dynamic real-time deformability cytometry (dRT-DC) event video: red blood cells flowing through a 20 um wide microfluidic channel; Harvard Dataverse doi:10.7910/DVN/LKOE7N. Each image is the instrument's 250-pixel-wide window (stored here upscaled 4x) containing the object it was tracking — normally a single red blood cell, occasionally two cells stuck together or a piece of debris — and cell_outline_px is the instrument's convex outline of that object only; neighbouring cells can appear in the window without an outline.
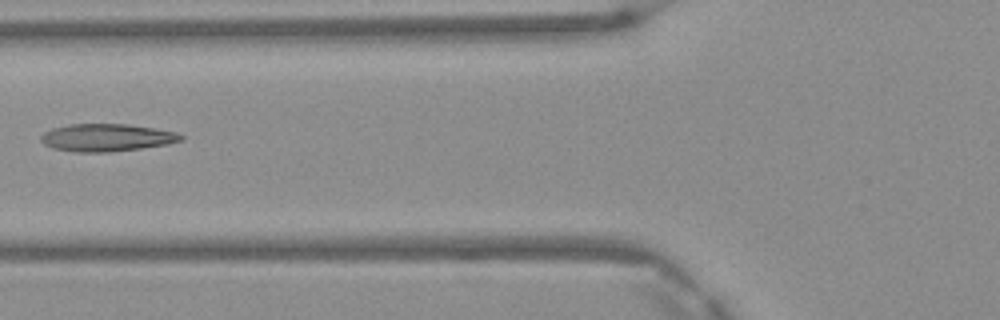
{"species": "Egyptian fruit bat (a non-hibernating species)", "species_latin": "Rousettus aegyptiacus", "temperature_condition": "warm", "stored_images_in_passage": 6, "camera_frame_rate_fps": 3000, "um_per_image_px": 0.085, "frame": {"image": 1, "passage_image": 5, "time_ms": 1.333, "image_size_px": [1000, 320], "cell_outline_px": [[184, 140], [168, 144], [140, 148], [108, 152], [76, 152], [52, 148], [44, 144], [40, 140], [40, 136], [44, 132], [52, 128], [68, 124], [128, 124], [156, 128], [176, 132], [184, 136]], "centroid_in_image_um": [9.07, 11.69], "position_along_channel_um": 116.7, "area_um2": 22.6}}
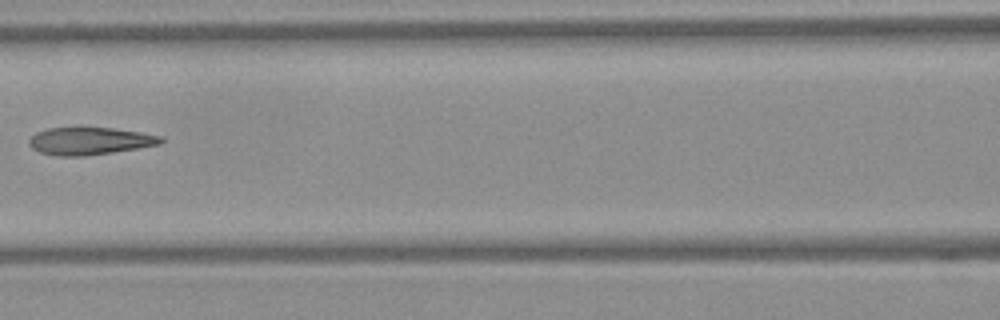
{"frame": {"image": 2, "passage_image": 6, "time_ms": 1.667, "image_size_px": [1000, 320], "cell_outline_px": [[164, 140], [160, 144], [112, 152], [84, 156], [56, 156], [40, 152], [32, 148], [28, 144], [28, 140], [36, 132], [48, 128], [112, 128], [140, 132], [164, 136]], "centroid_in_image_um": [7.62, 11.99], "position_along_channel_um": 159.0, "area_um2": 20.98}}